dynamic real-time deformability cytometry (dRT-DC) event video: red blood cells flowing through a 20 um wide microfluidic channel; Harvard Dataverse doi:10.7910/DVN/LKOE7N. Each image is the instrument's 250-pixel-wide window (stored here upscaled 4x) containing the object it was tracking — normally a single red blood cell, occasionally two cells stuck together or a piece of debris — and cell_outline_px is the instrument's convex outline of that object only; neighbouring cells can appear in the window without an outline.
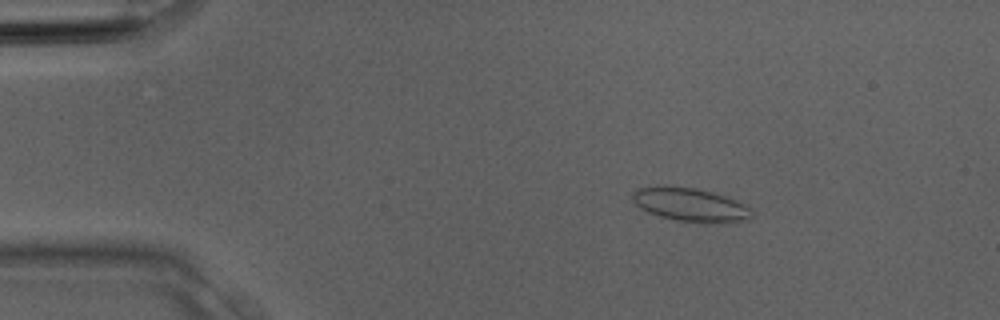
{"species": "Egyptian fruit bat (a non-hibernating species)", "species_latin": "Rousettus aegyptiacus", "temperature_condition": "room temperature", "stored_images_in_passage": 3, "camera_frame_rate_fps": 3000, "um_per_image_px": 0.085, "animal": {"sex": "male"}, "frame": {"image": 1, "passage_image": 1, "time_ms": 0.0, "image_size_px": [1000, 320], "cell_outline_px": [[752, 216], [748, 220], [712, 224], [676, 220], [660, 216], [648, 212], [640, 208], [632, 200], [632, 192], [636, 188], [656, 184], [696, 188], [712, 192], [724, 196], [748, 208]], "centroid_in_image_um": [58.58, 17.39], "position_along_channel_um": 26.4, "area_um2": 23.41}}